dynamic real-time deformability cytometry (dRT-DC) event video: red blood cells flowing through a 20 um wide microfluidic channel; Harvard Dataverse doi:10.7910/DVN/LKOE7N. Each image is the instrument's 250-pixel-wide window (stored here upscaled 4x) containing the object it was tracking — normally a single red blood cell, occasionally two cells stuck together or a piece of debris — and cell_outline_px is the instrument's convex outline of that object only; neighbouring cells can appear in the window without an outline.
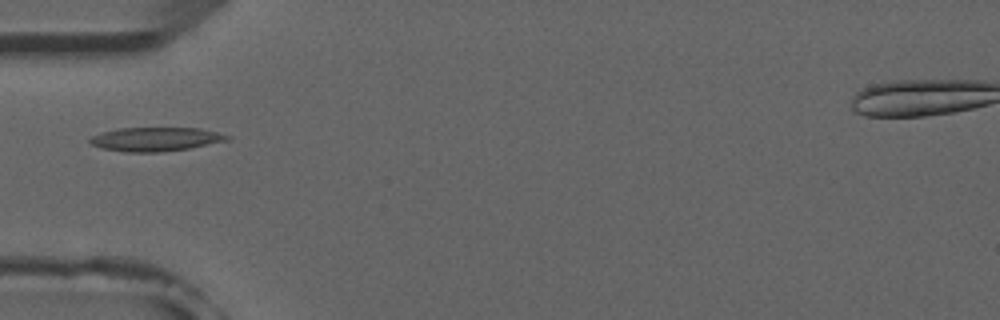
{"species": "common noctule bat (a hibernating species)", "species_latin": "Nyctalus noctula", "temperature_condition": "room temperature", "stored_images_in_passage": 1, "camera_frame_rate_fps": 3000, "um_per_image_px": 0.085, "animal": {"sex": "male", "forearm_length_mm": 52.5}, "frame": {"image": 1, "passage_image": 1, "time_ms": 0.0, "image_size_px": [1000, 320], "cell_outline_px": [[232, 136], [228, 140], [188, 148], [156, 152], [124, 152], [100, 148], [92, 144], [88, 140], [92, 136], [104, 132], [120, 128], [200, 128]], "centroid_in_image_um": [13.21, 11.83], "position_along_channel_um": 71.8, "area_um2": 18.84}}